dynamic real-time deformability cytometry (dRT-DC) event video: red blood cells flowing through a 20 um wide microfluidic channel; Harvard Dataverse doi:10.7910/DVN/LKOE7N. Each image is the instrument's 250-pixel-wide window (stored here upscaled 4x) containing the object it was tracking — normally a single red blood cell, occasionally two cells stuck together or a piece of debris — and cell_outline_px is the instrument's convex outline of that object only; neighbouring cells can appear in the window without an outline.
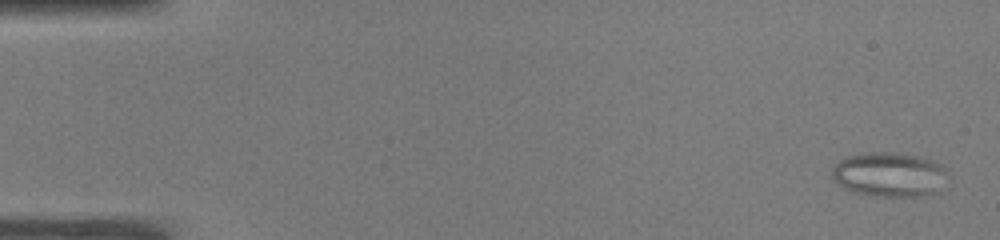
{"species": "common noctule bat (a hibernating species)", "species_latin": "Nyctalus noctula", "temperature_condition": "warm", "stored_images_in_passage": 52, "camera_frame_rate_fps": 3000, "um_per_image_px": 0.085, "animal": {"sex": "male", "body_mass_g": 19.0, "forearm_length_mm": 50.8}, "frame": {"image": 1, "passage_image": 2, "time_ms": 0.333, "image_size_px": [1000, 240], "cell_outline_px": [[948, 188], [924, 196], [876, 196], [848, 192], [832, 176], [832, 168], [840, 160], [848, 156], [868, 152], [892, 152], [916, 156], [932, 160], [940, 164], [948, 172]], "centroid_in_image_um": [75.67, 14.86], "position_along_channel_um": 9.3, "area_um2": 30.52}}
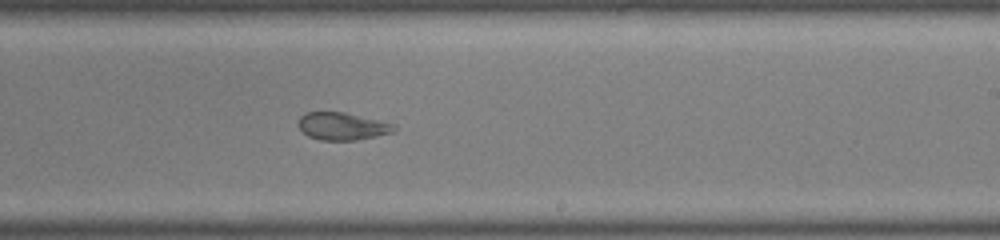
{"frame": {"image": 2, "passage_image": 32, "time_ms": 10.333, "image_size_px": [1000, 240], "cell_outline_px": [[396, 128], [392, 132], [376, 136], [356, 140], [320, 140], [308, 136], [296, 124], [300, 116], [304, 112], [344, 112], [396, 124]], "centroid_in_image_um": [29.06, 10.72], "position_along_channel_um": 259.9, "area_um2": 15.37}}
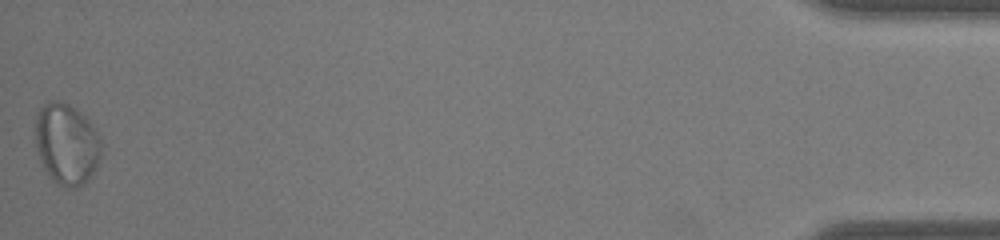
{"frame": {"image": 3, "passage_image": 52, "time_ms": 17.0, "image_size_px": [1000, 240], "cell_outline_px": [[100, 156], [96, 168], [84, 184], [76, 188], [72, 188], [56, 184], [48, 176], [40, 160], [36, 148], [36, 116], [40, 108], [48, 100], [60, 100], [76, 108], [88, 120], [96, 132], [100, 140]], "centroid_in_image_um": [5.64, 12.24], "position_along_channel_um": 429.6, "area_um2": 31.15}, "authors_computed_cell_mechanics": {"area_um2": 23.4379, "velocity_mm_per_s": 3.9036, "shape_relaxation_time_tau1_ms": null, "shape_relaxation_time_tau2_ms": 1.4605, "deformation_change_tau1": null, "deformation_change_tau2": 0.0699}}